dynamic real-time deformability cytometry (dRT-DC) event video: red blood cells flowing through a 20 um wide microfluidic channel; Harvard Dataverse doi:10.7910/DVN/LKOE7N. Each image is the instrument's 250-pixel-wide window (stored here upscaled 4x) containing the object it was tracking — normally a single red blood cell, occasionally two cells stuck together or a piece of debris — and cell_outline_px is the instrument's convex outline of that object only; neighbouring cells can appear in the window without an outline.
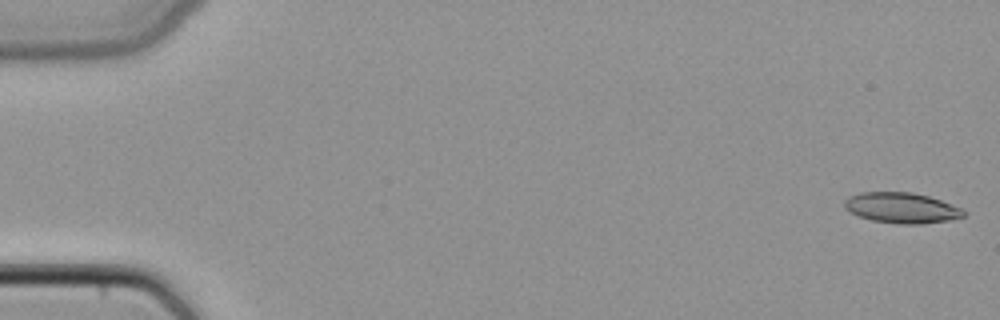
{"species": "common noctule bat (a hibernating species)", "species_latin": "Nyctalus noctula", "temperature_condition": "cold", "stored_images_in_passage": 46, "camera_frame_rate_fps": 3000, "um_per_image_px": 0.085, "animal": {"sex": "female", "body_mass_g": 22.7, "forearm_length_mm": 54.2}, "frame": {"image": 1, "passage_image": 1, "time_ms": 0.0, "image_size_px": [1000, 320], "cell_outline_px": [[968, 212], [964, 216], [948, 220], [920, 224], [900, 224], [872, 220], [860, 216], [844, 208], [844, 200], [848, 196], [860, 192], [912, 192], [928, 196], [964, 208]], "centroid_in_image_um": [76.66, 17.66], "position_along_channel_um": 8.3, "area_um2": 21.27}}
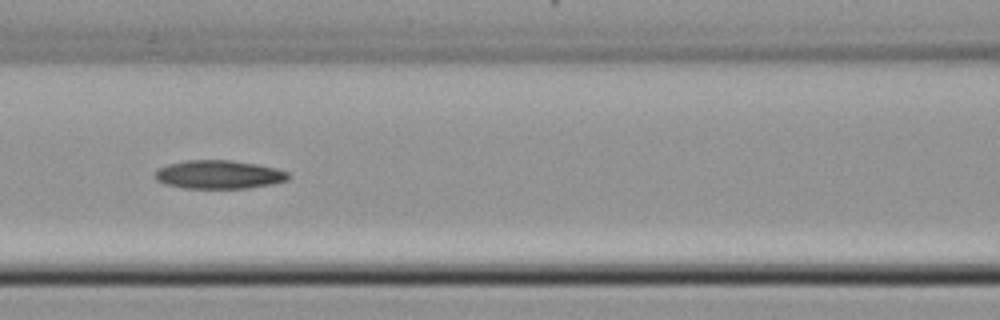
{"frame": {"image": 2, "passage_image": 22, "time_ms": 7.0, "image_size_px": [1000, 320], "cell_outline_px": [[292, 176], [288, 180], [272, 184], [248, 188], [184, 188], [164, 184], [156, 180], [156, 172], [160, 168], [168, 164], [188, 160], [232, 160], [256, 164], [276, 168], [288, 172]], "centroid_in_image_um": [18.64, 14.84], "position_along_channel_um": 148.0, "area_um2": 22.14}}
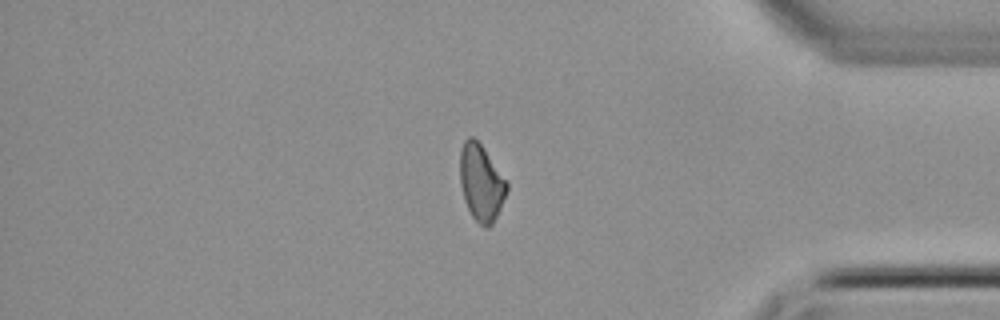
{"frame": {"image": 3, "passage_image": 41, "time_ms": 13.333, "image_size_px": [1000, 320], "cell_outline_px": [[508, 188], [500, 208], [492, 224], [488, 228], [484, 228], [472, 216], [468, 208], [460, 184], [460, 148], [464, 140], [468, 136], [472, 136], [484, 148], [508, 180]], "centroid_in_image_um": [40.91, 15.49], "position_along_channel_um": 394.3, "area_um2": 20.92}}